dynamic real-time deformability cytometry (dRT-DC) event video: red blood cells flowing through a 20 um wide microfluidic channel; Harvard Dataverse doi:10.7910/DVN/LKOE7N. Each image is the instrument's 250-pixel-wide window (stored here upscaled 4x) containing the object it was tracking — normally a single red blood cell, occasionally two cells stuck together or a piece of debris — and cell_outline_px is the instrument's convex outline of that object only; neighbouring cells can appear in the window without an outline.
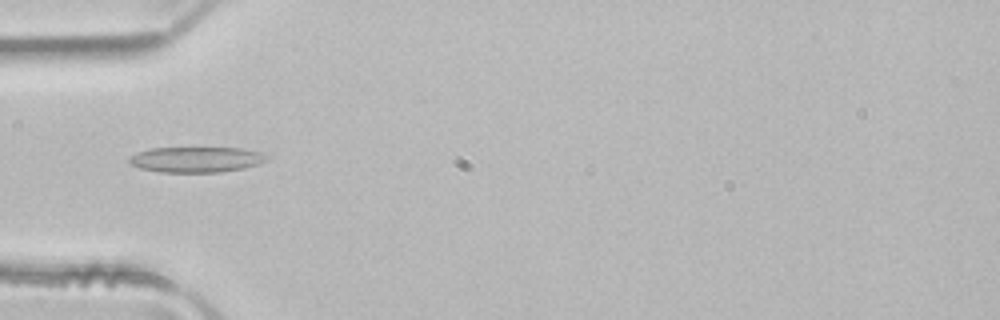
{"species": "common noctule bat (a hibernating species)", "species_latin": "Nyctalus noctula", "temperature_condition": "room temperature", "stored_images_in_passage": 2, "camera_frame_rate_fps": 3000, "um_per_image_px": 0.085, "animal": {"sex": "male", "body_mass_g": 21.5, "forearm_length_mm": 52.0}, "frame": {"image": 1, "passage_image": 2, "time_ms": 0.333, "image_size_px": [1000, 320], "cell_outline_px": [[272, 160], [260, 164], [244, 168], [220, 172], [160, 172], [140, 168], [128, 164], [128, 156], [152, 148], [244, 148], [260, 152], [268, 156]], "centroid_in_image_um": [16.72, 13.56], "position_along_channel_um": 68.3, "area_um2": 20.69}}